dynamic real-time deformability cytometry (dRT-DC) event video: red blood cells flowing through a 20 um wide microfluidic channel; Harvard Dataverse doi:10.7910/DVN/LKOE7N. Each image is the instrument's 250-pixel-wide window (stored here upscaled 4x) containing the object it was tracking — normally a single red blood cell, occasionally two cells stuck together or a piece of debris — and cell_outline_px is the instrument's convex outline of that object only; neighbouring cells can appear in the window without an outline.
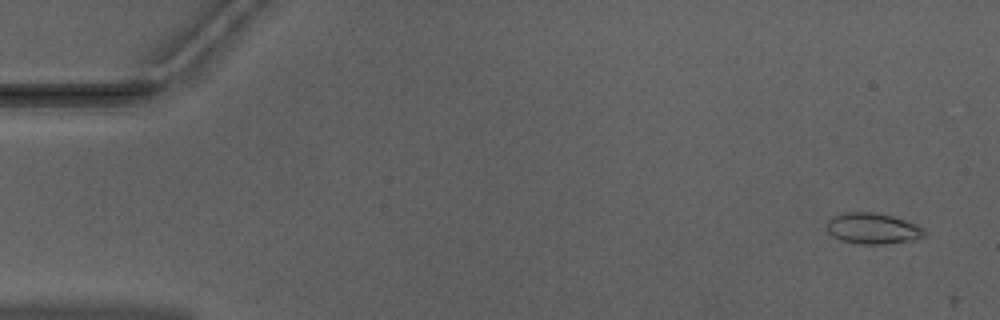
{"species": "Egyptian fruit bat (a non-hibernating species)", "species_latin": "Rousettus aegyptiacus", "temperature_condition": "warm", "stored_images_in_passage": 7, "camera_frame_rate_fps": 3000, "um_per_image_px": 0.085, "animal": {"sex": "male"}, "frame": {"image": 1, "passage_image": 3, "time_ms": 0.667, "image_size_px": [1000, 320], "cell_outline_px": [[928, 232], [924, 236], [912, 240], [880, 244], [856, 244], [840, 240], [832, 236], [828, 232], [828, 220], [832, 216], [844, 212], [876, 212], [892, 216], [916, 224], [924, 228]], "centroid_in_image_um": [74.18, 19.42], "position_along_channel_um": 10.8, "area_um2": 17.69}}